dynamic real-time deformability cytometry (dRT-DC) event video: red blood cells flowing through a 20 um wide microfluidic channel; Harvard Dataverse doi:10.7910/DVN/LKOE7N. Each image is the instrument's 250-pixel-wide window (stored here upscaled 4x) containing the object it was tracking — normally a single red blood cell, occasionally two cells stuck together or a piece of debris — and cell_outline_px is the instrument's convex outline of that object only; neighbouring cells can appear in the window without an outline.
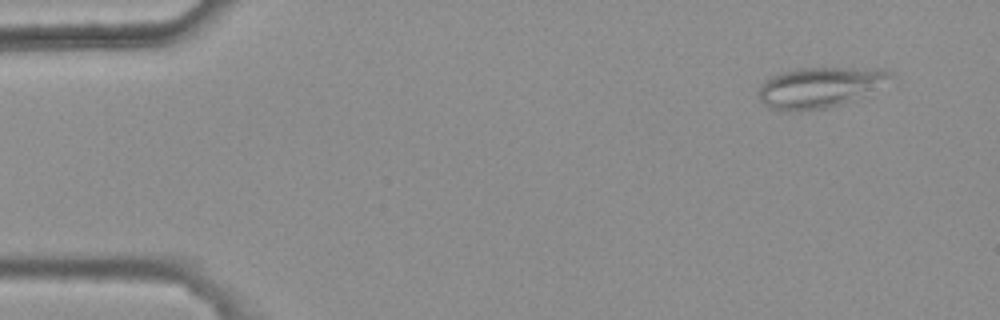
{"species": "common noctule bat (a hibernating species)", "species_latin": "Nyctalus noctula", "temperature_condition": "warm", "stored_images_in_passage": 4, "camera_frame_rate_fps": 3000, "um_per_image_px": 0.085, "animal": {"sex": "female", "body_mass_g": 25.1}, "frame": {"image": 1, "passage_image": 1, "time_ms": 0.0, "image_size_px": [1000, 320], "cell_outline_px": [[892, 76], [840, 104], [828, 108], [788, 112], [768, 108], [760, 100], [760, 88], [764, 80], [780, 72], [800, 68], [888, 68], [892, 72]], "centroid_in_image_um": [69.53, 7.41], "position_along_channel_um": 15.5, "area_um2": 30.11}}